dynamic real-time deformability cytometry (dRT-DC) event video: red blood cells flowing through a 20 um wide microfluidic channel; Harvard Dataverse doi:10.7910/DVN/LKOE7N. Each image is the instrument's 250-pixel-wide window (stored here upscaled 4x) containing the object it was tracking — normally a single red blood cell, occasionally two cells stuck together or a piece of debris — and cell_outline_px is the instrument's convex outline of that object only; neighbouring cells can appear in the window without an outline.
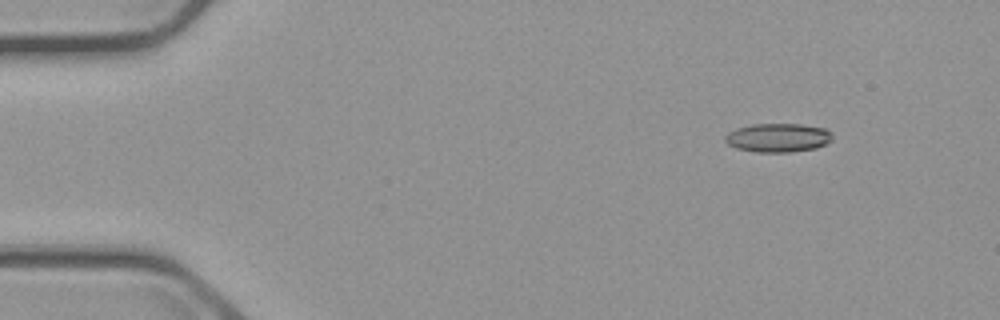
{"species": "common noctule bat (a hibernating species)", "species_latin": "Nyctalus noctula", "temperature_condition": "cold", "stored_images_in_passage": 6, "camera_frame_rate_fps": 3000, "um_per_image_px": 0.085, "animal": {"sex": "male", "body_mass_g": 23.1, "forearm_length_mm": 52.7}, "frame": {"image": 1, "passage_image": 2, "time_ms": 1.0, "image_size_px": [1000, 320], "cell_outline_px": [[832, 140], [816, 148], [792, 152], [756, 152], [736, 148], [728, 144], [724, 140], [724, 136], [728, 132], [736, 128], [752, 124], [800, 124], [824, 128], [832, 132]], "centroid_in_image_um": [66.11, 11.7], "position_along_channel_um": 18.9, "area_um2": 18.09}}
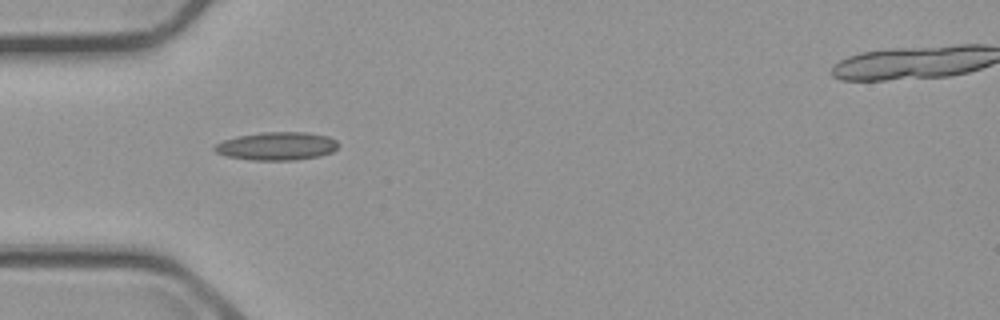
{"frame": {"image": 2, "passage_image": 5, "time_ms": 4.667, "image_size_px": [1000, 320], "cell_outline_px": [[340, 144], [332, 152], [320, 156], [296, 160], [252, 160], [228, 156], [216, 152], [212, 148], [216, 144], [224, 140], [240, 136], [264, 132], [304, 132], [328, 136], [336, 140]], "centroid_in_image_um": [23.57, 12.42], "position_along_channel_um": 61.4, "area_um2": 20.17}}
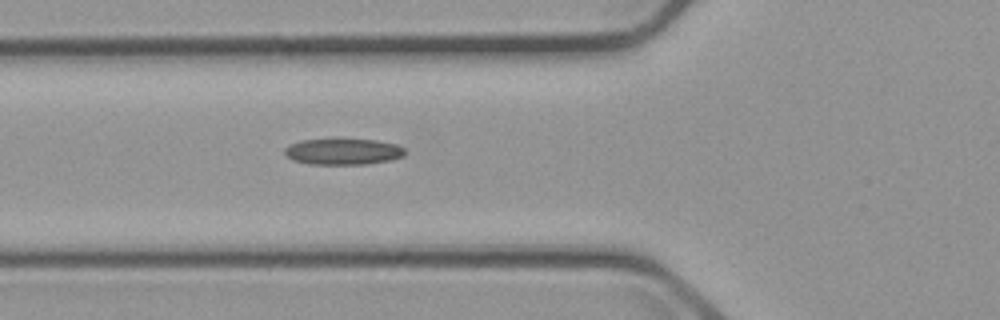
{"frame": {"image": 3, "passage_image": 6, "time_ms": 5.667, "image_size_px": [1000, 320], "cell_outline_px": [[404, 156], [392, 160], [364, 164], [308, 164], [292, 160], [284, 152], [284, 148], [300, 140], [376, 140], [396, 144], [404, 148]], "centroid_in_image_um": [29.17, 12.9], "position_along_channel_um": 96.6, "area_um2": 18.09}}